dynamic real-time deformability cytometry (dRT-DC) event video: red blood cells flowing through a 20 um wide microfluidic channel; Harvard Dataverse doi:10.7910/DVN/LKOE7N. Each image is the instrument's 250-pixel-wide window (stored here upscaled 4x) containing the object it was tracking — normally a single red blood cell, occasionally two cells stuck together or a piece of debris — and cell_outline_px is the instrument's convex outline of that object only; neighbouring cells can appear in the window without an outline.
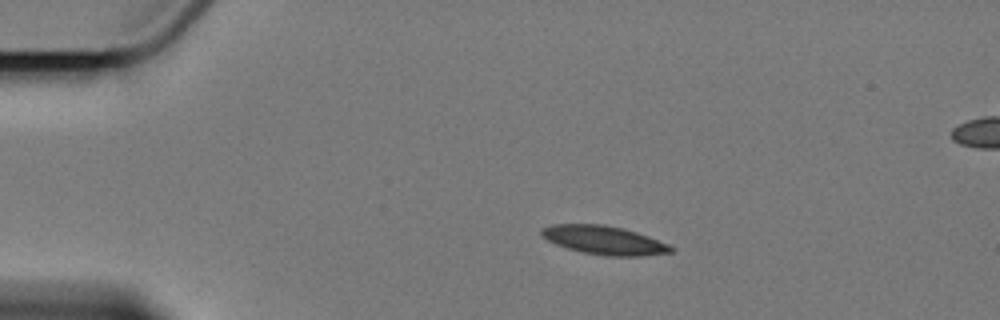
{"species": "Egyptian fruit bat (a non-hibernating species)", "species_latin": "Rousettus aegyptiacus", "temperature_condition": "cold", "stored_images_in_passage": 4, "camera_frame_rate_fps": 3000, "um_per_image_px": 0.085, "animal": {"sex": "female"}, "frame": {"image": 1, "passage_image": 1, "time_ms": 0.0, "image_size_px": [1000, 320], "cell_outline_px": [[676, 248], [672, 252], [640, 256], [604, 256], [584, 252], [568, 248], [556, 244], [548, 240], [540, 232], [544, 228], [552, 224], [604, 224], [636, 232], [648, 236], [668, 244]], "centroid_in_image_um": [51.38, 20.42], "position_along_channel_um": 33.6, "area_um2": 21.33}}
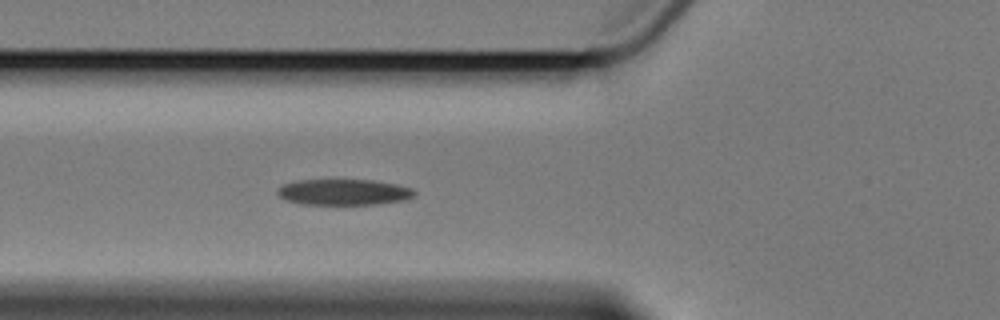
{"frame": {"image": 2, "passage_image": 4, "time_ms": 3.333, "image_size_px": [1000, 320], "cell_outline_px": [[416, 196], [408, 200], [380, 204], [300, 204], [284, 200], [276, 192], [276, 188], [284, 184], [296, 180], [372, 180], [396, 184], [412, 188], [416, 192]], "centroid_in_image_um": [29.24, 16.33], "position_along_channel_um": 96.6, "area_um2": 20.98}}